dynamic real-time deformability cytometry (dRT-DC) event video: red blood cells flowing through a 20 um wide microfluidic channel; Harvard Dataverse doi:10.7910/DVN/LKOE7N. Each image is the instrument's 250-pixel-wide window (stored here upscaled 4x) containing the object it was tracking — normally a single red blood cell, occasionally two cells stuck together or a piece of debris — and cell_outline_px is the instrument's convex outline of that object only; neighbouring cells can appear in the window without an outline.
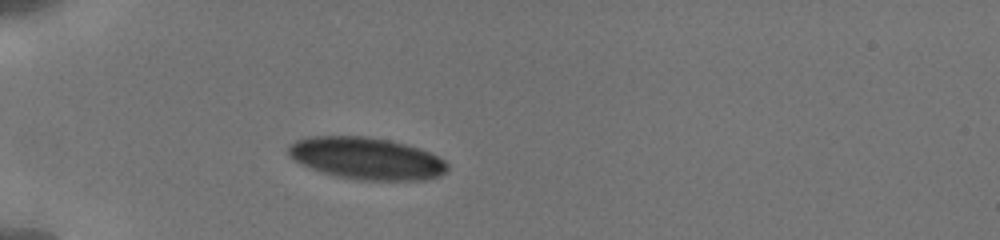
{"species": "human", "species_latin": "Homo sapiens", "temperature_condition": "cold", "stored_images_in_passage": 6, "camera_frame_rate_fps": 3000, "um_per_image_px": 0.085, "donor": {"sex": "male"}, "frame": {"image": 1, "passage_image": 1, "time_ms": 0.0, "image_size_px": [1000, 240], "cell_outline_px": [[448, 168], [440, 176], [424, 180], [360, 180], [336, 176], [300, 164], [288, 152], [288, 144], [296, 140], [308, 136], [368, 136], [408, 144], [420, 148], [444, 160], [448, 164]], "centroid_in_image_um": [31.16, 13.45], "position_along_channel_um": 53.8, "area_um2": 38.9}}
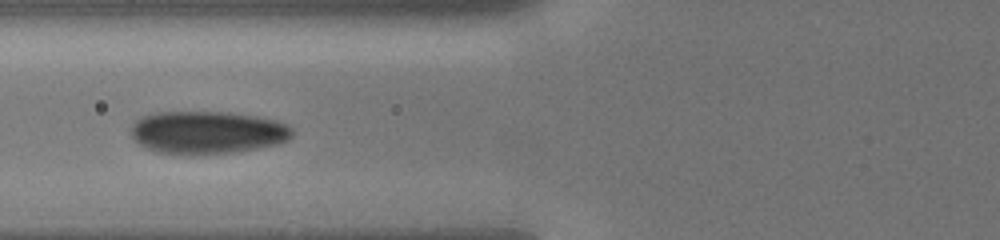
{"frame": {"image": 2, "passage_image": 4, "time_ms": 2.0, "image_size_px": [1000, 240], "cell_outline_px": [[292, 136], [288, 140], [280, 144], [232, 152], [192, 156], [152, 152], [144, 148], [132, 136], [128, 128], [140, 116], [156, 112], [228, 112], [256, 116], [276, 120], [288, 124], [292, 128]], "centroid_in_image_um": [17.58, 11.27], "position_along_channel_um": 108.2, "area_um2": 40.98}}
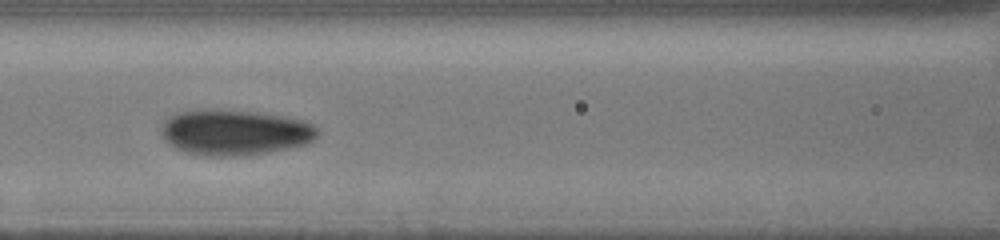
{"frame": {"image": 3, "passage_image": 5, "time_ms": 3.0, "image_size_px": [1000, 240], "cell_outline_px": [[320, 132], [308, 144], [268, 152], [240, 156], [208, 156], [184, 152], [168, 144], [160, 136], [160, 128], [164, 120], [168, 116], [176, 112], [204, 108], [256, 112], [284, 116], [304, 120], [312, 124]], "centroid_in_image_um": [19.89, 11.24], "position_along_channel_um": 146.7, "area_um2": 42.14}}